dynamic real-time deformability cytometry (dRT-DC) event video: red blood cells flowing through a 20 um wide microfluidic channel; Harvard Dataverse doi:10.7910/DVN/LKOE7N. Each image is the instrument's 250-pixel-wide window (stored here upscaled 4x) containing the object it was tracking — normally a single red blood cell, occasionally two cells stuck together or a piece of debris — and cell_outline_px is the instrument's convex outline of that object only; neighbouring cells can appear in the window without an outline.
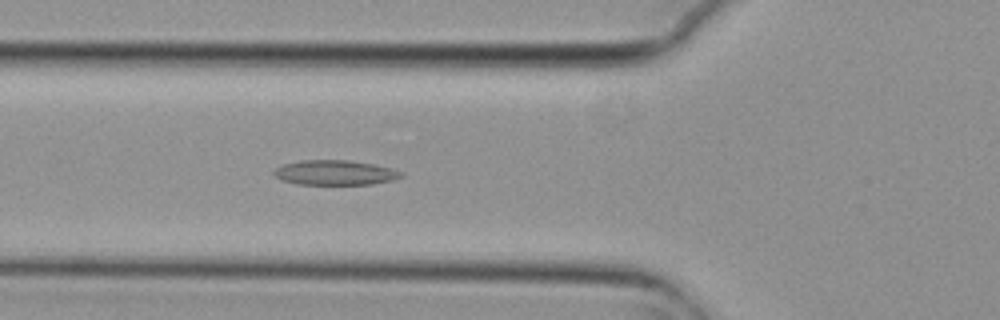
{"species": "common noctule bat (a hibernating species)", "species_latin": "Nyctalus noctula", "temperature_condition": "cold", "stored_images_in_passage": 4, "camera_frame_rate_fps": 3000, "um_per_image_px": 0.085, "animal": {"sex": "female", "body_mass_g": 29.2, "forearm_length_mm": 56.3}, "frame": {"image": 1, "passage_image": 4, "time_ms": 1.0, "image_size_px": [1000, 320], "cell_outline_px": [[404, 176], [392, 180], [372, 184], [296, 184], [280, 180], [272, 172], [276, 168], [284, 164], [300, 160], [348, 160], [372, 164], [404, 172]], "centroid_in_image_um": [28.45, 14.67], "position_along_channel_um": 97.4, "area_um2": 18.32}}